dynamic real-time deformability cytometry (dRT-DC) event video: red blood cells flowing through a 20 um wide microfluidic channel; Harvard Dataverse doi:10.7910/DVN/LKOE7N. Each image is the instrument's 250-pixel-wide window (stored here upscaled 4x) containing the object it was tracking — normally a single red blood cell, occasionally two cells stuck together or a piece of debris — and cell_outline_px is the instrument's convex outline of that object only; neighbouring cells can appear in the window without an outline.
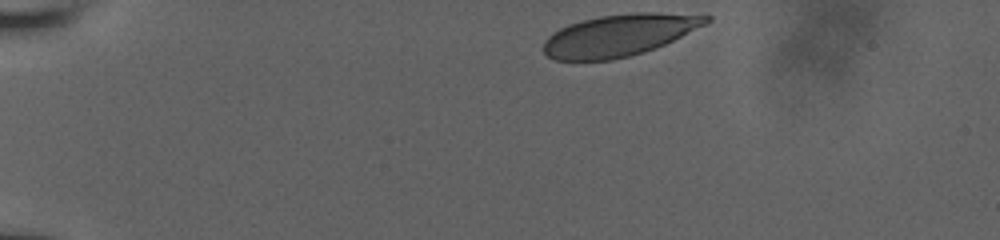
{"species": "human", "species_latin": "Homo sapiens", "temperature_condition": "room temperature", "stored_images_in_passage": 15, "camera_frame_rate_fps": 3000, "um_per_image_px": 0.085, "donor": {"sex": "male"}, "frame": {"image": 1, "passage_image": 1, "time_ms": 0.0, "image_size_px": [1000, 240], "cell_outline_px": [[712, 20], [708, 24], [664, 44], [644, 52], [612, 60], [556, 60], [548, 56], [544, 52], [544, 40], [552, 32], [568, 24], [600, 16], [636, 12], [648, 12], [712, 16]], "centroid_in_image_um": [52.63, 2.99], "position_along_channel_um": 32.4, "area_um2": 39.42}}
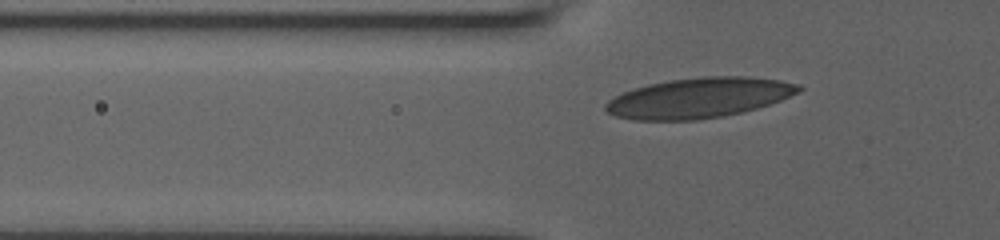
{"frame": {"image": 2, "passage_image": 9, "time_ms": 3.0, "image_size_px": [1000, 240], "cell_outline_px": [[804, 88], [780, 100], [756, 108], [740, 112], [720, 116], [696, 120], [632, 120], [616, 116], [608, 112], [604, 108], [604, 104], [608, 100], [624, 92], [648, 84], [668, 80], [704, 76], [748, 76], [780, 80], [800, 84]], "centroid_in_image_um": [59.39, 8.31], "position_along_channel_um": 66.4, "area_um2": 44.91}}
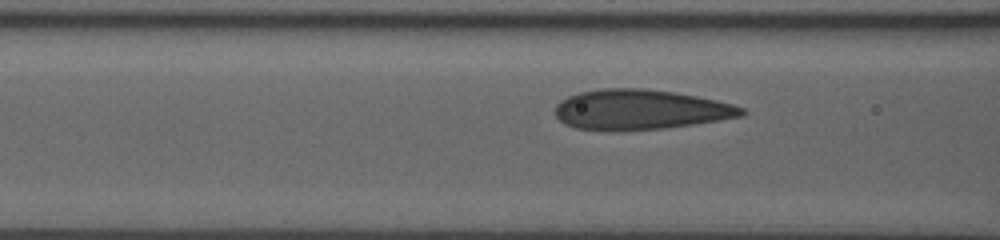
{"frame": {"image": 3, "passage_image": 13, "time_ms": 4.333, "image_size_px": [1000, 240], "cell_outline_px": [[748, 112], [744, 116], [692, 124], [664, 128], [616, 132], [608, 132], [576, 128], [564, 124], [556, 116], [556, 104], [560, 100], [568, 96], [580, 92], [604, 88], [644, 88], [676, 92], [716, 100], [732, 104], [744, 108]], "centroid_in_image_um": [54.4, 9.33], "position_along_channel_um": 112.2, "area_um2": 43.99}}